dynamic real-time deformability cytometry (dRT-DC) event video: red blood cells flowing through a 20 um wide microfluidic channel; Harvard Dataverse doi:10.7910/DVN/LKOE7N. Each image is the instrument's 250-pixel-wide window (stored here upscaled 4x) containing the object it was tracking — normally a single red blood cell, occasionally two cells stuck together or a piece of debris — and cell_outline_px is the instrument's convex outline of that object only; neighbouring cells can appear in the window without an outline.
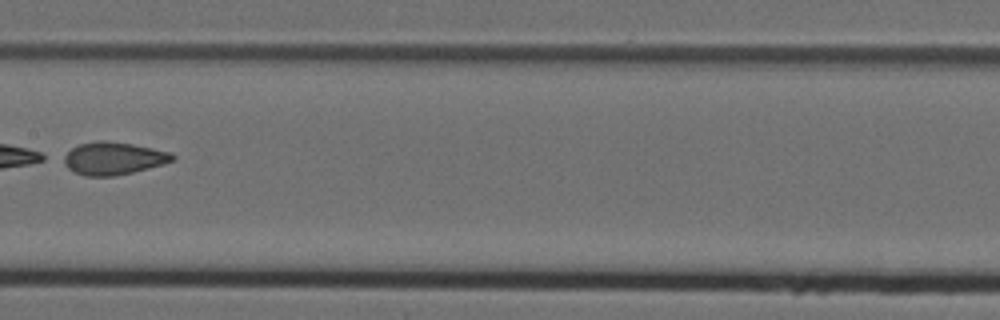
{"species": "Egyptian fruit bat (a non-hibernating species)", "species_latin": "Rousettus aegyptiacus", "temperature_condition": "cold", "stored_images_in_passage": 7, "camera_frame_rate_fps": 3000, "um_per_image_px": 0.085, "animal": {"sex": "female"}, "frame": {"image": 1, "passage_image": 6, "time_ms": 1.667, "image_size_px": [1000, 320], "cell_outline_px": [[176, 156], [172, 160], [148, 168], [132, 172], [112, 176], [84, 176], [68, 168], [56, 160], [60, 156], [72, 148], [80, 144], [100, 140], [104, 140], [132, 144], [172, 152]], "centroid_in_image_um": [9.53, 13.45], "position_along_channel_um": 197.9, "area_um2": 20.81}}
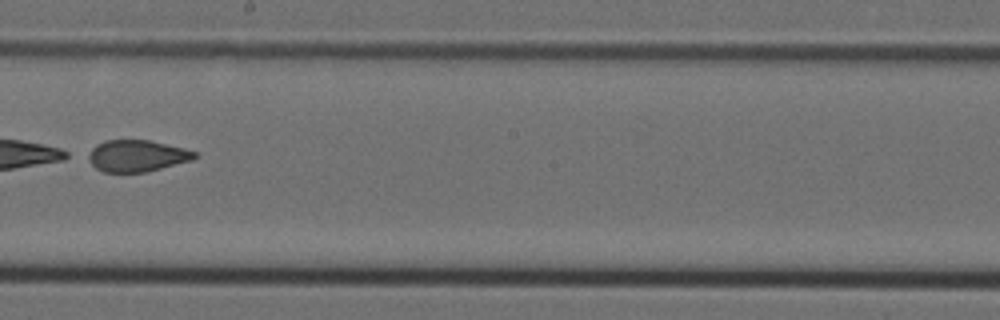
{"frame": {"image": 2, "passage_image": 7, "time_ms": 2.0, "image_size_px": [1000, 320], "cell_outline_px": [[200, 156], [192, 160], [144, 172], [104, 172], [96, 168], [84, 156], [96, 144], [104, 140], [148, 140], [184, 148], [196, 152]], "centroid_in_image_um": [11.6, 13.24], "position_along_channel_um": 236.6, "area_um2": 19.65}}